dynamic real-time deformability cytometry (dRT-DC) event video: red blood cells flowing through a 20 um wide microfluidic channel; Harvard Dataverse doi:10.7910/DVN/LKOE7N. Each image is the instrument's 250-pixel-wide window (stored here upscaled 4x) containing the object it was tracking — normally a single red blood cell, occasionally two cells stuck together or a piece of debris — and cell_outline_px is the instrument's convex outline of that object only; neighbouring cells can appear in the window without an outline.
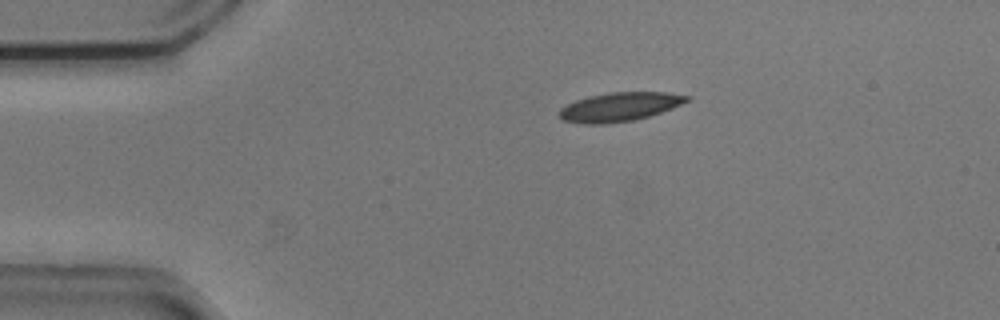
{"species": "common noctule bat (a hibernating species)", "species_latin": "Nyctalus noctula", "temperature_condition": "cold", "stored_images_in_passage": 44, "camera_frame_rate_fps": 3000, "um_per_image_px": 0.085, "animal": {"sex": "male", "body_mass_g": 20.5, "forearm_length_mm": 52.5}, "frame": {"image": 1, "passage_image": 1, "time_ms": 0.0, "image_size_px": [1000, 320], "cell_outline_px": [[692, 96], [688, 100], [672, 108], [636, 120], [604, 124], [580, 124], [564, 120], [560, 116], [560, 108], [576, 100], [588, 96], [608, 92], [668, 92]], "centroid_in_image_um": [52.66, 9.08], "position_along_channel_um": 32.3, "area_um2": 21.44}}
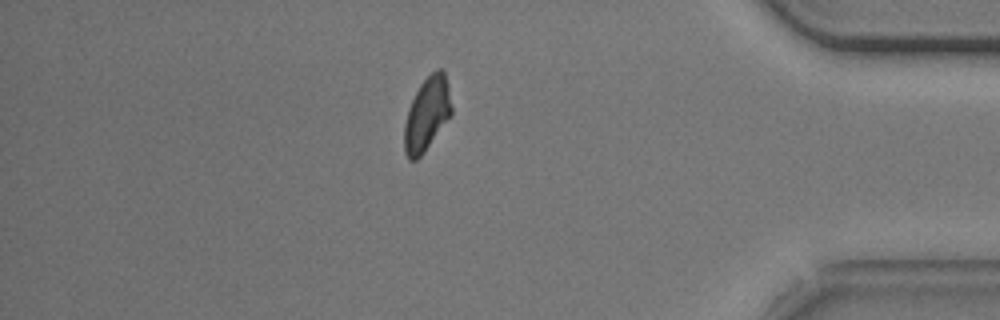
{"frame": {"image": 2, "passage_image": 37, "time_ms": 12.0, "image_size_px": [1000, 320], "cell_outline_px": [[452, 116], [424, 152], [416, 160], [408, 160], [404, 152], [404, 124], [408, 108], [420, 84], [436, 68], [444, 68], [452, 108]], "centroid_in_image_um": [36.29, 9.7], "position_along_channel_um": 398.9, "area_um2": 20.4}, "authors_computed_cell_mechanics": {"area_um2": 21.4438, "velocity_mm_per_s": 3.72, "shape_relaxation_time_tau1_ms": 5.0021, "shape_relaxation_time_tau2_ms": null, "deformation_change_tau1": 0.1247, "deformation_change_tau2": null}}